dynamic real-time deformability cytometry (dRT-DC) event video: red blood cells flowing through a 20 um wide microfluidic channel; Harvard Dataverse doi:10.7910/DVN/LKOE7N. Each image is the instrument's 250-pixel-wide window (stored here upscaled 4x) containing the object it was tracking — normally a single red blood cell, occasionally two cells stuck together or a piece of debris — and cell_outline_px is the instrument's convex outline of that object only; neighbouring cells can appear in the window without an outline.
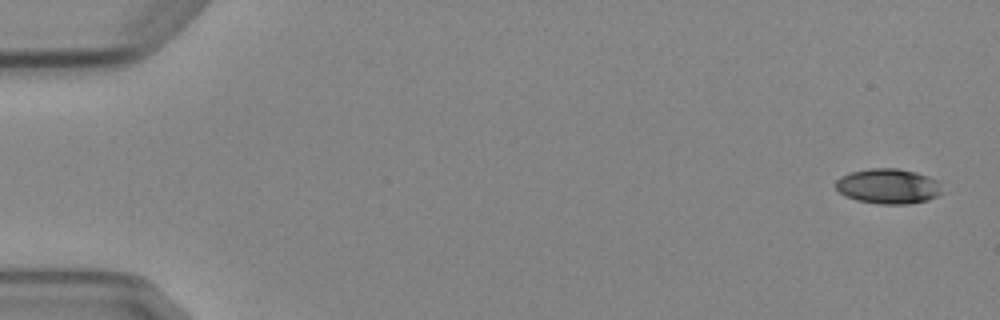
{"species": "Egyptian fruit bat (a non-hibernating species)", "species_latin": "Rousettus aegyptiacus", "temperature_condition": "cold", "stored_images_in_passage": 5, "camera_frame_rate_fps": 3000, "um_per_image_px": 0.085, "animal": {"sex": "female"}, "frame": {"image": 1, "passage_image": 1, "time_ms": 0.0, "image_size_px": [1000, 320], "cell_outline_px": [[944, 192], [928, 200], [912, 204], [880, 204], [856, 200], [844, 196], [836, 188], [836, 180], [840, 176], [852, 172], [872, 168], [896, 168], [916, 172], [940, 180]], "centroid_in_image_um": [75.55, 15.83], "position_along_channel_um": 9.5, "area_um2": 22.08}}
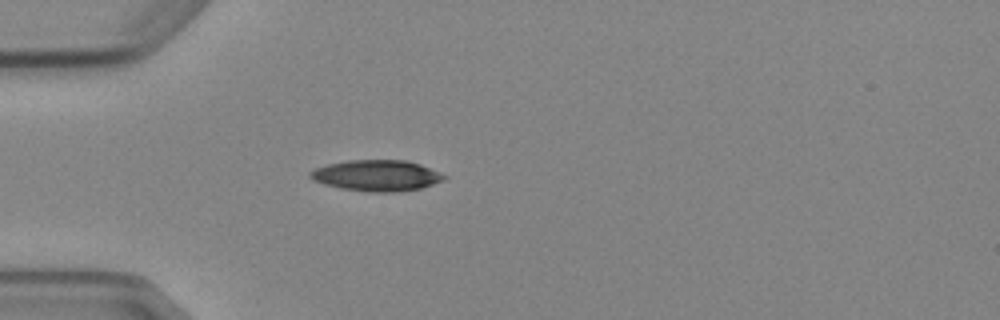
{"frame": {"image": 2, "passage_image": 5, "time_ms": 4.667, "image_size_px": [1000, 320], "cell_outline_px": [[448, 176], [444, 180], [420, 188], [396, 192], [368, 192], [340, 188], [324, 184], [312, 180], [308, 176], [308, 172], [316, 168], [328, 164], [348, 160], [404, 160], [420, 164]], "centroid_in_image_um": [31.99, 14.92], "position_along_channel_um": 53.0, "area_um2": 24.22}}